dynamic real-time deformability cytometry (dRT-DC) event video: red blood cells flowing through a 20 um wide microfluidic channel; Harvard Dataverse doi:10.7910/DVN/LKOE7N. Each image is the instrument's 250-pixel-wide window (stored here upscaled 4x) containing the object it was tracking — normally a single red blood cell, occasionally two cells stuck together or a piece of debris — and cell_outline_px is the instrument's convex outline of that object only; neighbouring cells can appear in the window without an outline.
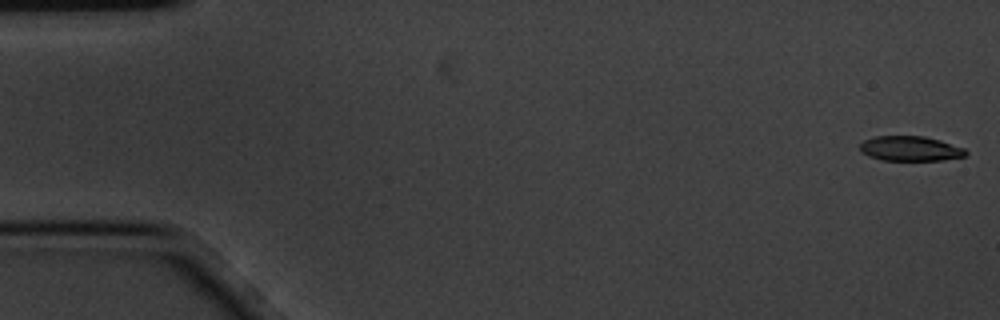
{"species": "common noctule bat (a hibernating species)", "species_latin": "Nyctalus noctula", "temperature_condition": "cold", "stored_images_in_passage": 5, "camera_frame_rate_fps": 3000, "um_per_image_px": 0.085, "animal": {"sex": "male", "body_mass_g": 20.1, "forearm_length_mm": 53.5}, "frame": {"image": 1, "passage_image": 1, "time_ms": 0.0, "image_size_px": [1000, 320], "cell_outline_px": [[968, 156], [940, 160], [884, 160], [868, 156], [860, 152], [860, 144], [864, 140], [876, 136], [924, 136], [940, 140], [964, 148], [968, 152]], "centroid_in_image_um": [77.38, 12.63], "position_along_channel_um": 7.6, "area_um2": 15.37}}
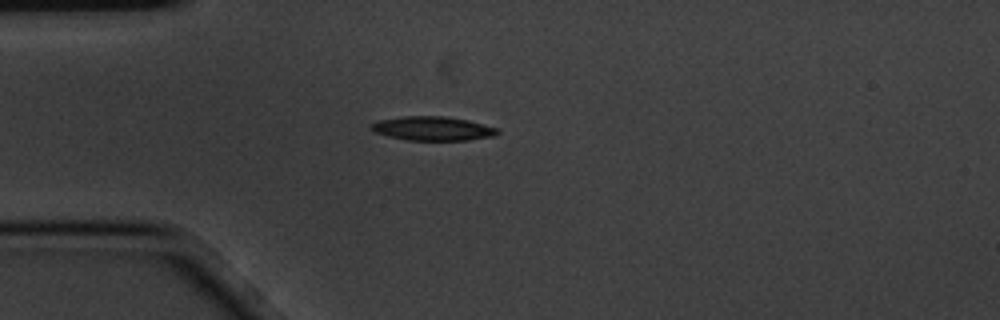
{"frame": {"image": 2, "passage_image": 5, "time_ms": 1.333, "image_size_px": [1000, 320], "cell_outline_px": [[500, 132], [496, 136], [468, 140], [408, 140], [388, 136], [376, 132], [368, 128], [376, 120], [404, 116], [444, 116], [468, 120], [496, 128]], "centroid_in_image_um": [36.77, 10.92], "position_along_channel_um": 48.2, "area_um2": 17.69}}